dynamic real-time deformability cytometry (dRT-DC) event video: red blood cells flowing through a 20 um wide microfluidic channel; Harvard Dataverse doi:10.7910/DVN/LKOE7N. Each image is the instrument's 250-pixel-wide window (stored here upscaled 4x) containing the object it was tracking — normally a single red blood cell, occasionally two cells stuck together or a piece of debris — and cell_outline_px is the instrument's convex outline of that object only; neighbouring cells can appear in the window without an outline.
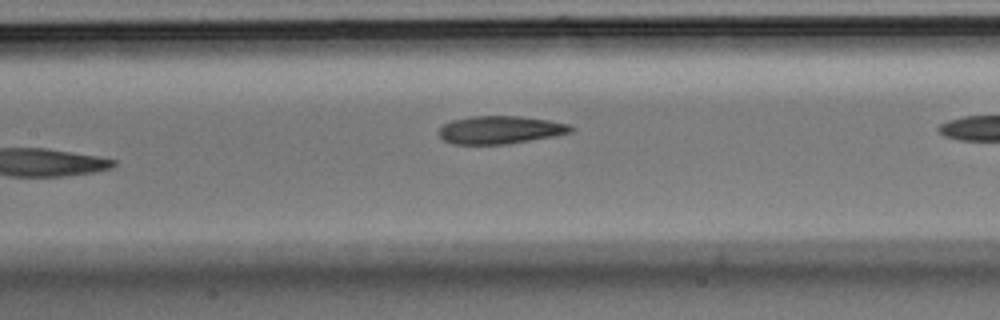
{"species": "Egyptian fruit bat (a non-hibernating species)", "species_latin": "Rousettus aegyptiacus", "temperature_condition": "room temperature", "stored_images_in_passage": 10, "camera_frame_rate_fps": 3000, "um_per_image_px": 0.085, "animal": {"sex": "male"}, "frame": {"image": 1, "passage_image": 9, "time_ms": 2.667, "image_size_px": [1000, 320], "cell_outline_px": [[576, 128], [572, 132], [556, 136], [508, 144], [452, 144], [444, 140], [440, 136], [440, 128], [444, 124], [452, 120], [472, 116], [520, 116], [548, 120], [568, 124]], "centroid_in_image_um": [42.56, 11.04], "position_along_channel_um": 164.8, "area_um2": 21.5}}